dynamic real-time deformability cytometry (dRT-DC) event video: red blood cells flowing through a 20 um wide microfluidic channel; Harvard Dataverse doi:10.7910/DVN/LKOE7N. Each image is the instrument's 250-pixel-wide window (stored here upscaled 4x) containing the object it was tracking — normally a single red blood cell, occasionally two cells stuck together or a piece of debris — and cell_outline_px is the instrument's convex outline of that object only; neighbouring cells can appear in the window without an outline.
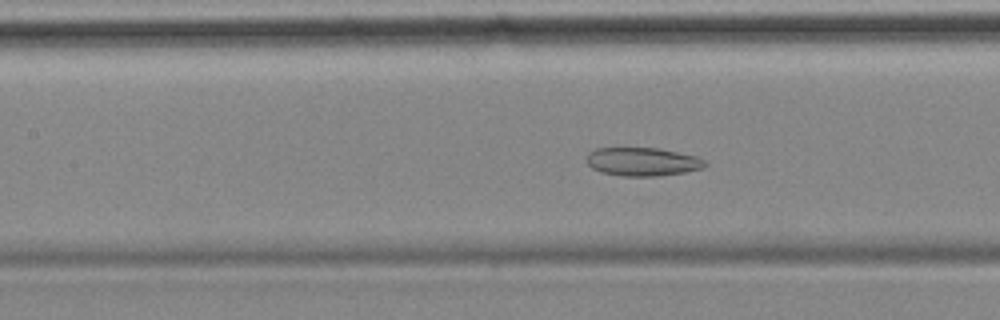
{"species": "common noctule bat (a hibernating species)", "species_latin": "Nyctalus noctula", "temperature_condition": "cold", "stored_images_in_passage": 57, "camera_frame_rate_fps": 3000, "um_per_image_px": 0.085, "animal": {"sex": "female", "body_mass_g": 18.4}, "frame": {"image": 1, "passage_image": 25, "time_ms": 8.0, "image_size_px": [1000, 320], "cell_outline_px": [[708, 164], [700, 168], [684, 172], [660, 176], [620, 176], [600, 172], [592, 168], [588, 164], [588, 152], [596, 148], [660, 148], [696, 156], [704, 160]], "centroid_in_image_um": [54.6, 13.74], "position_along_channel_um": 152.8, "area_um2": 19.59}}
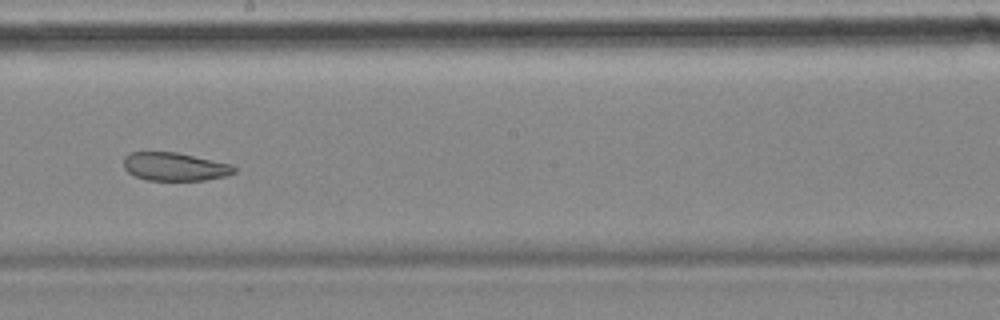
{"frame": {"image": 2, "passage_image": 32, "time_ms": 10.333, "image_size_px": [1000, 320], "cell_outline_px": [[236, 172], [224, 176], [204, 180], [148, 180], [136, 176], [128, 172], [124, 168], [124, 156], [132, 152], [176, 152], [232, 164], [236, 168]], "centroid_in_image_um": [14.86, 14.16], "position_along_channel_um": 233.3, "area_um2": 18.09}}
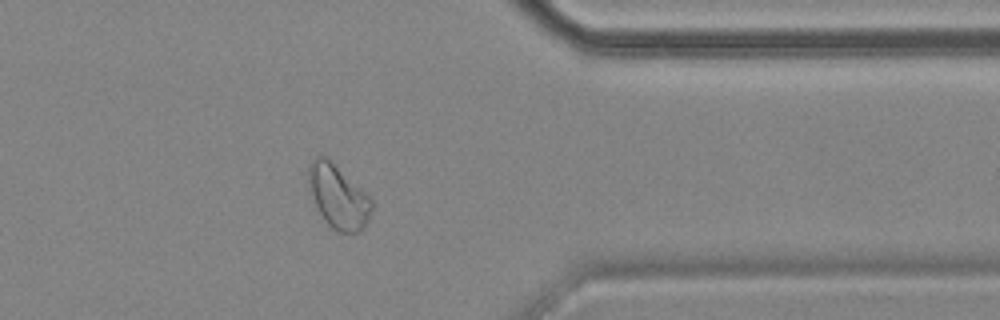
{"frame": {"image": 3, "passage_image": 46, "time_ms": 15.0, "image_size_px": [1000, 320], "cell_outline_px": [[372, 208], [368, 220], [360, 232], [340, 232], [332, 228], [328, 224], [320, 212], [308, 188], [308, 164], [316, 156], [324, 156], [360, 188], [372, 200]], "centroid_in_image_um": [28.72, 16.73], "position_along_channel_um": 382.7, "area_um2": 22.72}, "authors_computed_cell_mechanics": {"area_um2": 25.4898, "velocity_mm_per_s": 3.4674, "shape_relaxation_time_tau1_ms": null, "shape_relaxation_time_tau2_ms": 2.5845, "deformation_change_tau1": null, "deformation_change_tau2": 0.0832}}